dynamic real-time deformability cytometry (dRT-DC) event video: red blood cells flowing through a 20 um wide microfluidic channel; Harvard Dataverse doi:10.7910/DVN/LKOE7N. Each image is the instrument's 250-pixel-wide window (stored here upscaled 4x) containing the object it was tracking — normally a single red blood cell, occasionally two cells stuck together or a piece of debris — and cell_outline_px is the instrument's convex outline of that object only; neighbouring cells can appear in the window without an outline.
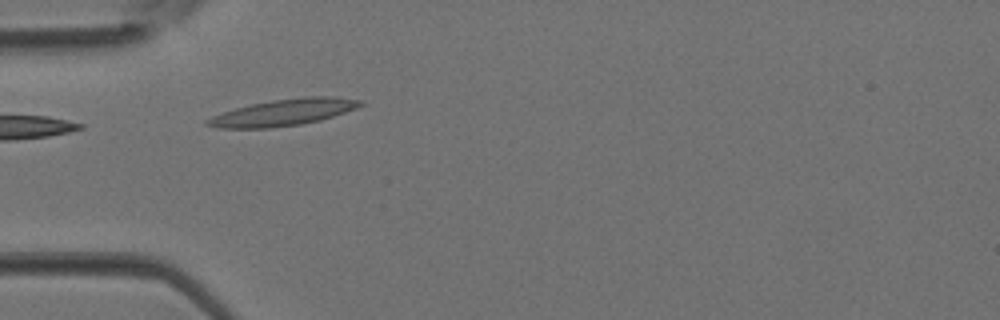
{"species": "Egyptian fruit bat (a non-hibernating species)", "species_latin": "Rousettus aegyptiacus", "temperature_condition": "room temperature", "stored_images_in_passage": 1, "camera_frame_rate_fps": 3000, "um_per_image_px": 0.085, "animal": {"sex": "female"}, "frame": {"image": 1, "passage_image": 1, "time_ms": 0.0, "image_size_px": [1000, 320], "cell_outline_px": [[364, 104], [356, 108], [320, 120], [300, 124], [268, 128], [216, 128], [204, 124], [204, 120], [212, 116], [236, 108], [252, 104], [272, 100], [304, 96], [332, 96], [364, 100]], "centroid_in_image_um": [24.09, 9.55], "position_along_channel_um": 60.9, "area_um2": 23.58}}